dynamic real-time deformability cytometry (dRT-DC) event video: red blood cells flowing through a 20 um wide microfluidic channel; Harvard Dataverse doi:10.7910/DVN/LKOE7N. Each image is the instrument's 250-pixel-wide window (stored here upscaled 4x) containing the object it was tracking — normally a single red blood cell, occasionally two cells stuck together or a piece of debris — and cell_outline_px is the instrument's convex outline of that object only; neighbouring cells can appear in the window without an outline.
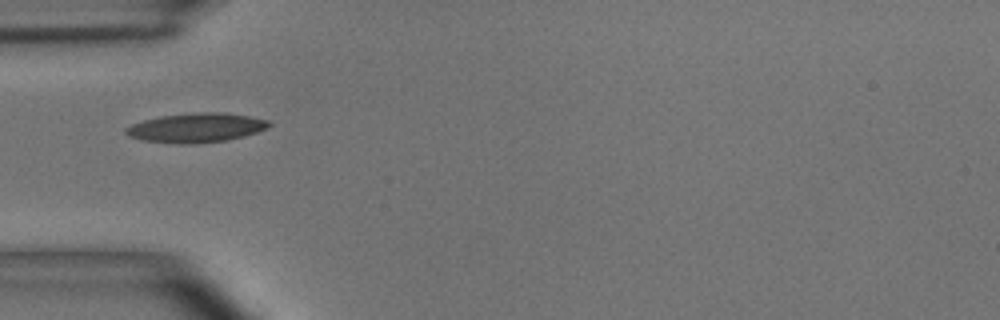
{"species": "common noctule bat (a hibernating species)", "species_latin": "Nyctalus noctula", "temperature_condition": "room temperature", "stored_images_in_passage": 1, "camera_frame_rate_fps": 3000, "um_per_image_px": 0.085, "animal": {"sex": "male", "body_mass_g": 15.6}, "frame": {"image": 1, "passage_image": 1, "time_ms": 0.0, "image_size_px": [1000, 320], "cell_outline_px": [[272, 124], [268, 128], [244, 136], [224, 140], [184, 144], [180, 144], [140, 140], [128, 136], [124, 132], [124, 128], [132, 124], [144, 120], [160, 116], [196, 112], [220, 112], [248, 116], [268, 120]], "centroid_in_image_um": [16.64, 10.85], "position_along_channel_um": 68.4, "area_um2": 24.33}}